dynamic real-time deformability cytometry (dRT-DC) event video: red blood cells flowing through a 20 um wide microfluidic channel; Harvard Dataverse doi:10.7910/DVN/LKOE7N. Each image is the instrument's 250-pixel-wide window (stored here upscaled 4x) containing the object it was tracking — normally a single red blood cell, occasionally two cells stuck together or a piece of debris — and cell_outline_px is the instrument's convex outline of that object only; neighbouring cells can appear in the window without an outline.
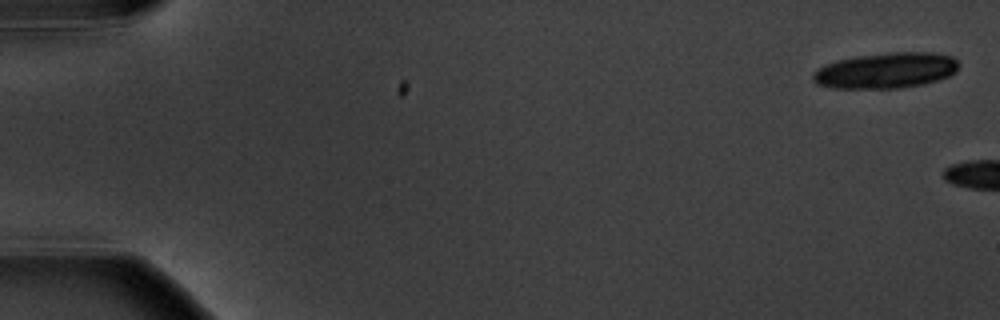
{"species": "common noctule bat (a hibernating species)", "species_latin": "Nyctalus noctula", "temperature_condition": "warm", "stored_images_in_passage": 2, "camera_frame_rate_fps": 3000, "um_per_image_px": 0.085, "animal": {"sex": "male", "body_mass_g": 20.1, "forearm_length_mm": 53.5}, "frame": {"image": 1, "passage_image": 1, "time_ms": 0.0, "image_size_px": [1000, 320], "cell_outline_px": [[960, 64], [956, 72], [948, 76], [924, 84], [900, 88], [832, 88], [816, 84], [812, 80], [812, 76], [816, 68], [824, 64], [836, 60], [856, 56], [888, 52], [932, 52], [952, 56]], "centroid_in_image_um": [75.28, 5.98], "position_along_channel_um": 9.7, "area_um2": 30.63}}